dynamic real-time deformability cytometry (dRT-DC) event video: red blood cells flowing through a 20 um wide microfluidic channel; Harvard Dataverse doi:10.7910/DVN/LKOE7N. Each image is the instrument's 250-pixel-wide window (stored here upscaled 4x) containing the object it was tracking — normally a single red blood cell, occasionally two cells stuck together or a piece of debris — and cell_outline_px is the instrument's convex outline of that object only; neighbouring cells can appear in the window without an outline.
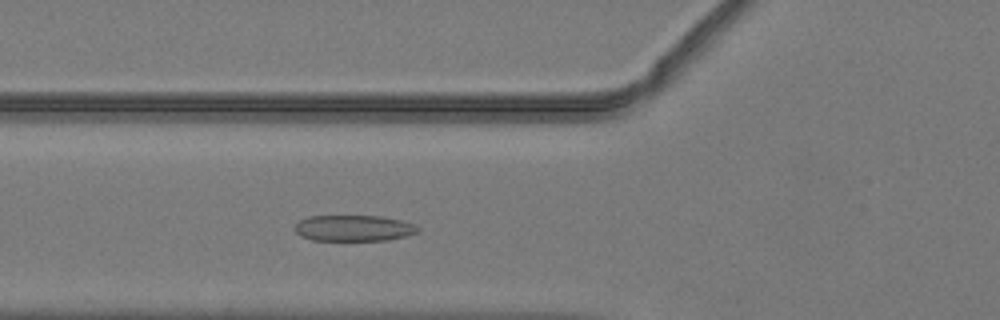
{"species": "common noctule bat (a hibernating species)", "species_latin": "Nyctalus noctula", "temperature_condition": "warm", "stored_images_in_passage": 43, "camera_frame_rate_fps": 3000, "um_per_image_px": 0.085, "animal": {"sex": "male", "body_mass_g": 19.2, "forearm_length_mm": 51.8}, "frame": {"image": 1, "passage_image": 11, "time_ms": 3.333, "image_size_px": [1000, 320], "cell_outline_px": [[420, 228], [416, 232], [404, 236], [388, 240], [312, 240], [300, 236], [296, 232], [296, 224], [300, 220], [308, 216], [380, 216], [400, 220], [412, 224]], "centroid_in_image_um": [30.03, 19.39], "position_along_channel_um": 95.8, "area_um2": 18.44}}
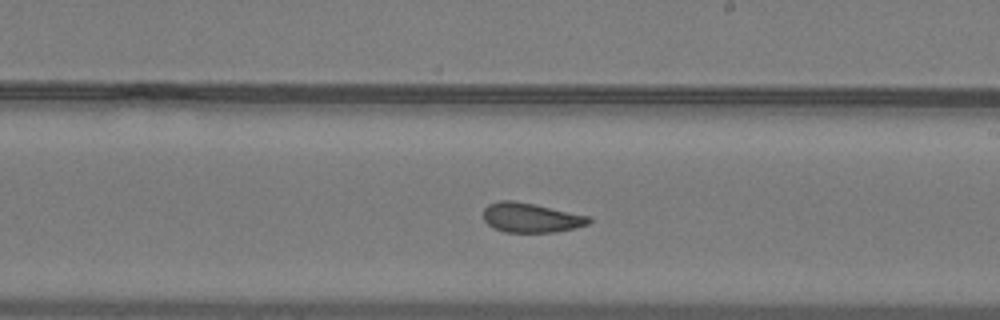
{"frame": {"image": 2, "passage_image": 22, "time_ms": 7.0, "image_size_px": [1000, 320], "cell_outline_px": [[592, 220], [588, 224], [556, 232], [504, 232], [492, 228], [484, 220], [484, 208], [488, 204], [500, 200], [512, 200], [532, 204], [588, 216]], "centroid_in_image_um": [45.07, 18.51], "position_along_channel_um": 243.9, "area_um2": 17.92}}
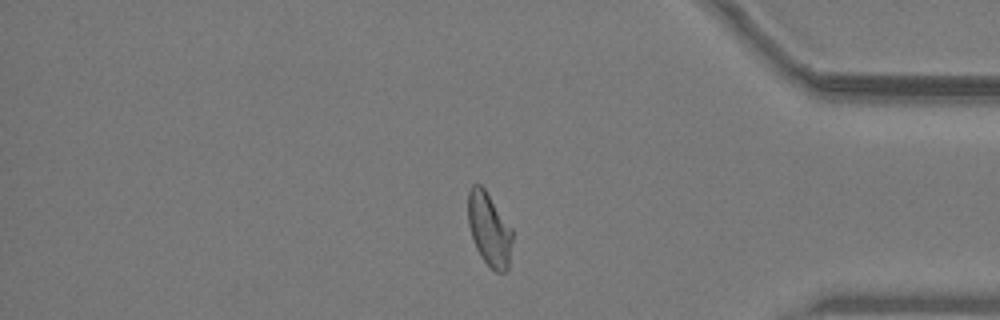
{"frame": {"image": 3, "passage_image": 35, "time_ms": 11.333, "image_size_px": [1000, 320], "cell_outline_px": [[512, 240], [508, 268], [504, 272], [496, 272], [480, 256], [476, 248], [468, 224], [468, 192], [472, 184], [480, 184], [484, 188], [512, 228]], "centroid_in_image_um": [41.57, 19.48], "position_along_channel_um": 393.6, "area_um2": 18.79}, "authors_computed_cell_mechanics": {"area_um2": 19.3052, "velocity_mm_per_s": 4.0359, "shape_relaxation_time_tau1_ms": null, "shape_relaxation_time_tau2_ms": 1.2567, "deformation_change_tau1": null, "deformation_change_tau2": 0.0743}}